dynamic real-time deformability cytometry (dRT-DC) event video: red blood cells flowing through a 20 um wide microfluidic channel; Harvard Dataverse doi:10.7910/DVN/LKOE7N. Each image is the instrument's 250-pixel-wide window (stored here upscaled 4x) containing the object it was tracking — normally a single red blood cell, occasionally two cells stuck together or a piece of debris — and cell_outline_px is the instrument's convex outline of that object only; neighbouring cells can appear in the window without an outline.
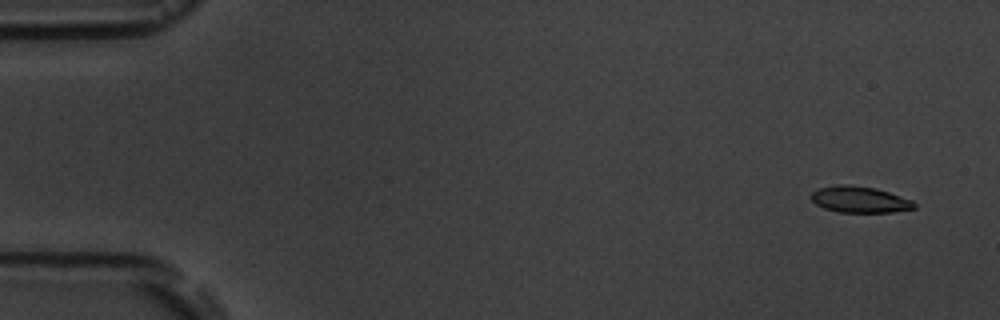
{"species": "common noctule bat (a hibernating species)", "species_latin": "Nyctalus noctula", "temperature_condition": "room temperature", "stored_images_in_passage": 5, "camera_frame_rate_fps": 3000, "um_per_image_px": 0.085, "animal": {"sex": "male", "body_mass_g": 19.5, "forearm_length_mm": 54.6}, "frame": {"image": 1, "passage_image": 1, "time_ms": 0.0, "image_size_px": [1000, 320], "cell_outline_px": [[916, 208], [892, 212], [840, 212], [824, 208], [816, 204], [812, 200], [812, 192], [820, 188], [840, 184], [848, 184], [876, 188], [912, 200], [916, 204]], "centroid_in_image_um": [73.09, 16.96], "position_along_channel_um": 11.9, "area_um2": 15.66}}
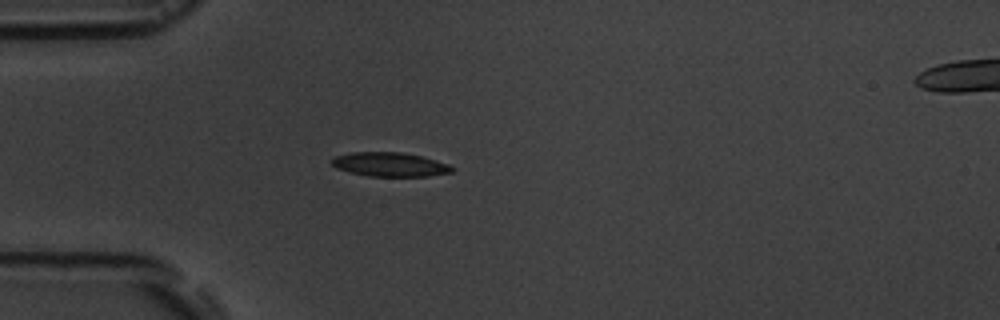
{"frame": {"image": 2, "passage_image": 5, "time_ms": 4.333, "image_size_px": [1000, 320], "cell_outline_px": [[456, 168], [452, 172], [428, 176], [368, 176], [336, 168], [332, 164], [332, 160], [336, 156], [352, 152], [400, 152], [420, 156], [448, 164]], "centroid_in_image_um": [33.16, 13.98], "position_along_channel_um": 51.8, "area_um2": 16.65}}